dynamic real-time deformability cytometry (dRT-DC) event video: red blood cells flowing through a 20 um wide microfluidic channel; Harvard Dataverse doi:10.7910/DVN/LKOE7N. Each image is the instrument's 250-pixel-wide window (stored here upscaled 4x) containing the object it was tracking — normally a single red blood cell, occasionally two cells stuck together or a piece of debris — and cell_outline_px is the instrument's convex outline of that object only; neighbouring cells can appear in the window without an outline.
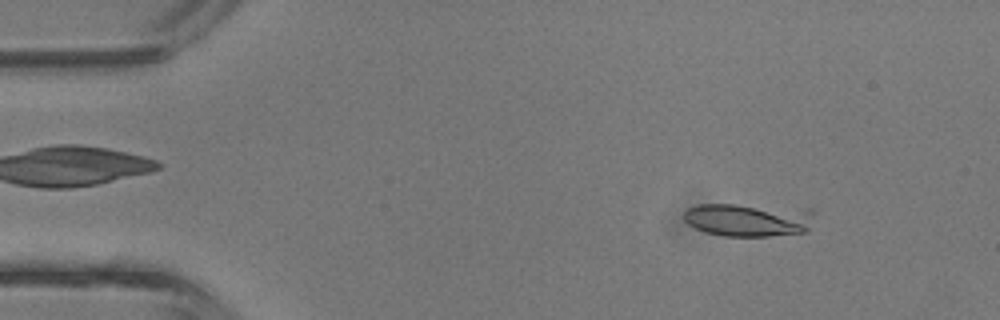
{"species": "common noctule bat (a hibernating species)", "species_latin": "Nyctalus noctula", "temperature_condition": "room temperature", "stored_images_in_passage": 41, "camera_frame_rate_fps": 3000, "um_per_image_px": 0.085, "animal": {"sex": "male", "body_mass_g": 13.3}, "frame": {"image": 1, "passage_image": 5, "time_ms": 1.333, "image_size_px": [1000, 320], "cell_outline_px": [[812, 212], [808, 232], [768, 236], [724, 236], [704, 232], [688, 224], [684, 220], [684, 212], [688, 208], [700, 204], [736, 204], [812, 208]], "centroid_in_image_um": [63.62, 18.67], "position_along_channel_um": 21.4, "area_um2": 25.55}}
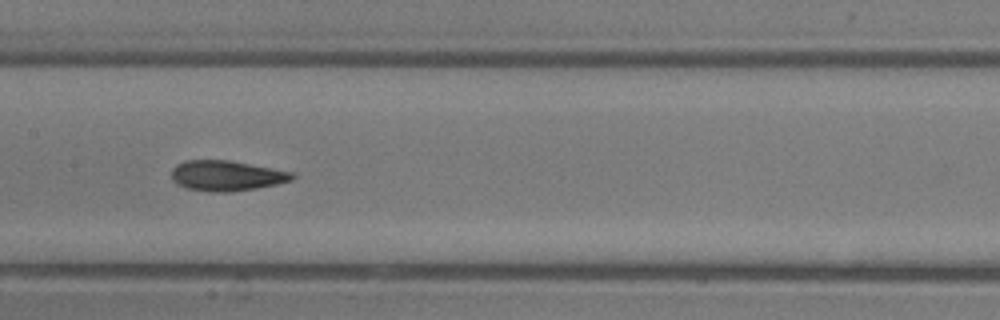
{"frame": {"image": 2, "passage_image": 20, "time_ms": 6.333, "image_size_px": [1000, 320], "cell_outline_px": [[296, 176], [292, 180], [276, 184], [256, 188], [232, 192], [208, 192], [188, 188], [172, 180], [172, 168], [176, 164], [184, 160], [232, 160], [292, 172]], "centroid_in_image_um": [19.25, 14.93], "position_along_channel_um": 188.1, "area_um2": 21.39}}
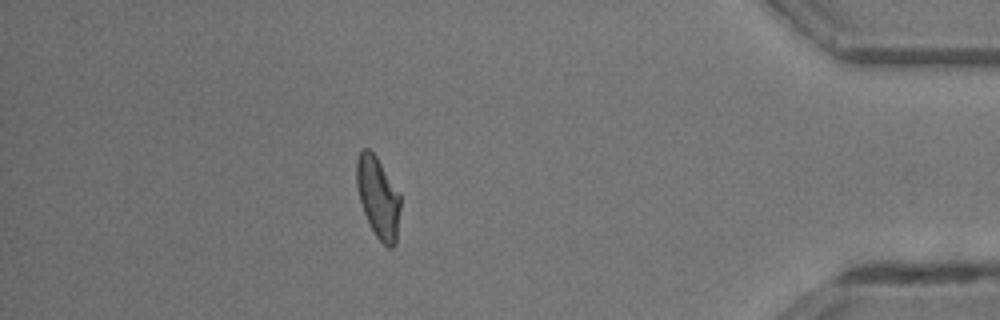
{"frame": {"image": 3, "passage_image": 36, "time_ms": 11.667, "image_size_px": [1000, 320], "cell_outline_px": [[400, 208], [396, 244], [392, 248], [388, 248], [376, 236], [364, 212], [360, 200], [356, 184], [356, 160], [360, 152], [364, 148], [368, 148], [376, 156], [400, 192]], "centroid_in_image_um": [32.15, 16.77], "position_along_channel_um": 403.0, "area_um2": 20.63}, "authors_computed_cell_mechanics": {"area_um2": 21.2704, "velocity_mm_per_s": 4.9093, "shape_relaxation_time_tau1_ms": 4.2168, "shape_relaxation_time_tau2_ms": 2.0006, "deformation_change_tau1": 0.156, "deformation_change_tau2": 0.0879}}